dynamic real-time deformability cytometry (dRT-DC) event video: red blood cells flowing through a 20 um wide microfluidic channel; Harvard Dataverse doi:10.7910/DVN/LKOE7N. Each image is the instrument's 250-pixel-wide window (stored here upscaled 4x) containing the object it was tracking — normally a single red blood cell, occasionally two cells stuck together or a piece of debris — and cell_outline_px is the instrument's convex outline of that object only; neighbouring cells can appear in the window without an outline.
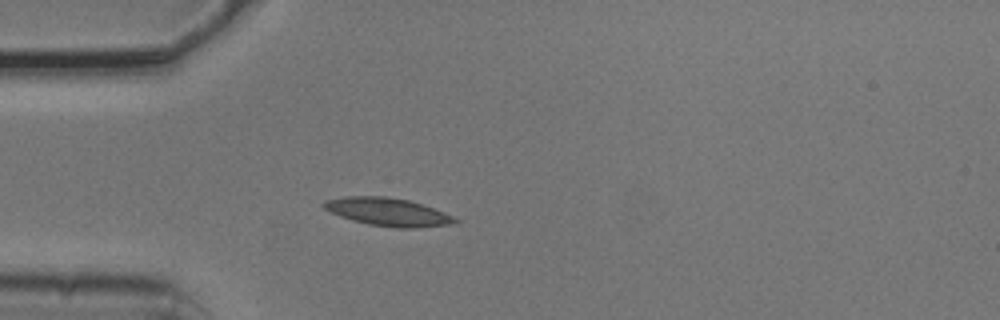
{"species": "common noctule bat (a hibernating species)", "species_latin": "Nyctalus noctula", "temperature_condition": "cold", "stored_images_in_passage": 5, "camera_frame_rate_fps": 3000, "um_per_image_px": 0.085, "animal": {"sex": "male", "body_mass_g": 20.5, "forearm_length_mm": 52.5}, "frame": {"image": 1, "passage_image": 5, "time_ms": 1.333, "image_size_px": [1000, 320], "cell_outline_px": [[460, 220], [448, 224], [416, 228], [396, 228], [368, 224], [352, 220], [340, 216], [324, 208], [320, 204], [324, 200], [344, 196], [384, 196], [408, 200], [432, 208], [452, 216]], "centroid_in_image_um": [32.89, 18.01], "position_along_channel_um": 52.1, "area_um2": 21.15}}